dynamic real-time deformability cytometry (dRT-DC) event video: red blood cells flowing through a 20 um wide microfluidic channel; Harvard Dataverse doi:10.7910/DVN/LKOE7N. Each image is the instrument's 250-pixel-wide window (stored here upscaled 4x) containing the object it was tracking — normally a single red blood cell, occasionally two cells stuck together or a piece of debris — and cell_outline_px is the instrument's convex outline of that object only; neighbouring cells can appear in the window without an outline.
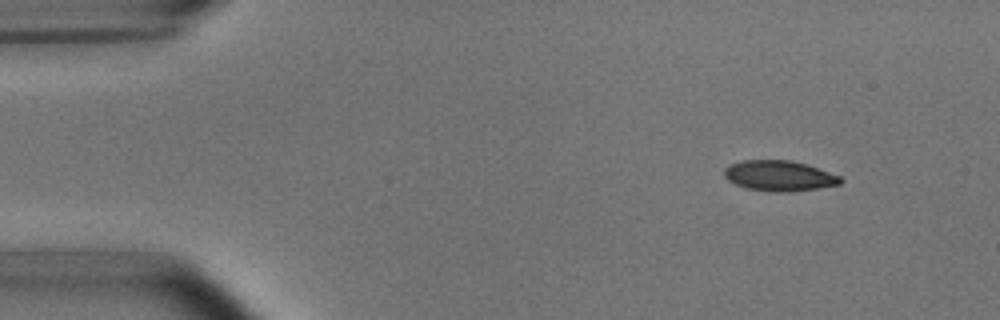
{"species": "common noctule bat (a hibernating species)", "species_latin": "Nyctalus noctula", "temperature_condition": "room temperature", "stored_images_in_passage": 3, "camera_frame_rate_fps": 3000, "um_per_image_px": 0.085, "animal": {"sex": "male", "body_mass_g": 15.6}, "frame": {"image": 1, "passage_image": 1, "time_ms": 0.0, "image_size_px": [1000, 320], "cell_outline_px": [[844, 180], [840, 184], [816, 188], [788, 192], [776, 192], [748, 188], [736, 184], [728, 180], [724, 176], [724, 168], [728, 164], [744, 160], [788, 160], [808, 164], [840, 176]], "centroid_in_image_um": [66.23, 14.93], "position_along_channel_um": 18.8, "area_um2": 20.58}}